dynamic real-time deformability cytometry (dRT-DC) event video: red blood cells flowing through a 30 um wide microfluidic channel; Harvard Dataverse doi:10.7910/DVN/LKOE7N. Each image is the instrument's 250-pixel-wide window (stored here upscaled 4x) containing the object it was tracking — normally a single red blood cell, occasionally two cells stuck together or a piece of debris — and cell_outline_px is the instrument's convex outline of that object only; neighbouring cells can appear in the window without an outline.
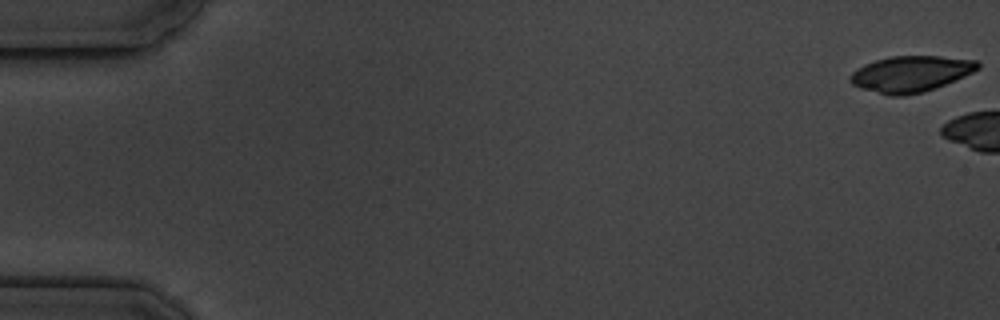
{"species": "common noctule bat (a hibernating species)", "species_latin": "Nyctalus noctula", "temperature_condition": "cold", "stored_images_in_passage": 3, "camera_frame_rate_fps": 3000, "um_per_image_px": 0.085, "animal": {"sex": "male", "body_mass_g": 19.5, "forearm_length_mm": 54.6}, "frame": {"image": 1, "passage_image": 1, "time_ms": 0.0, "image_size_px": [1000, 320], "cell_outline_px": [[980, 68], [964, 76], [924, 92], [904, 96], [888, 96], [860, 88], [852, 84], [848, 80], [848, 76], [852, 72], [864, 64], [876, 60], [892, 56], [940, 56], [976, 60], [980, 64]], "centroid_in_image_um": [77.37, 6.29], "position_along_channel_um": 7.6, "area_um2": 26.82}}